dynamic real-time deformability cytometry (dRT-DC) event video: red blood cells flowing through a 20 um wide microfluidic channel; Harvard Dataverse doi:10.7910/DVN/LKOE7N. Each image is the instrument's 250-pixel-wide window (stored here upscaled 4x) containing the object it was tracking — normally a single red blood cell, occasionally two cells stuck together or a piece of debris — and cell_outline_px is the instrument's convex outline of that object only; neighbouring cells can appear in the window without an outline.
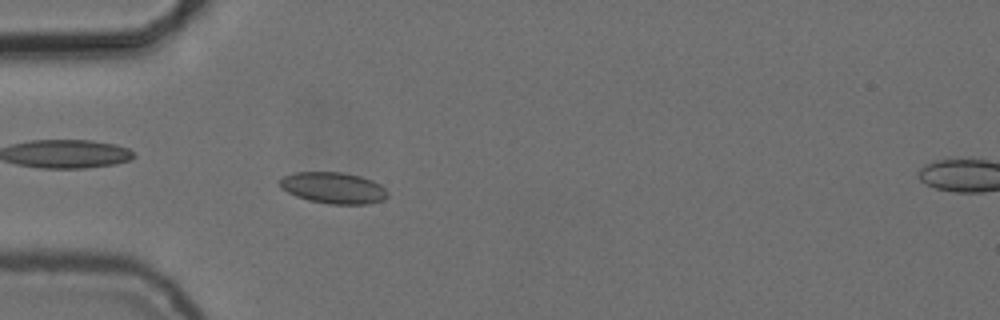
{"species": "common noctule bat (a hibernating species)", "species_latin": "Nyctalus noctula", "temperature_condition": "cold", "stored_images_in_passage": 54, "camera_frame_rate_fps": 3000, "um_per_image_px": 0.085, "animal": {"sex": "female", "body_mass_g": 24.6, "forearm_length_mm": 56.2}, "frame": {"image": 1, "passage_image": 16, "time_ms": 5.0, "image_size_px": [1000, 320], "cell_outline_px": [[388, 196], [384, 200], [368, 204], [332, 204], [308, 200], [296, 196], [280, 188], [280, 180], [284, 176], [296, 172], [340, 172], [360, 176], [372, 180], [380, 184], [388, 192]], "centroid_in_image_um": [28.36, 15.97], "position_along_channel_um": 56.6, "area_um2": 19.65}}
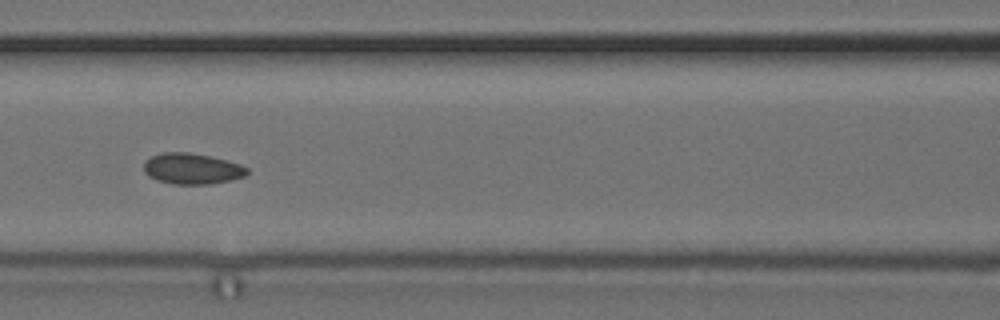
{"frame": {"image": 2, "passage_image": 24, "time_ms": 7.667, "image_size_px": [1000, 320], "cell_outline_px": [[248, 172], [244, 176], [232, 180], [212, 184], [172, 184], [156, 180], [148, 176], [144, 172], [144, 160], [152, 156], [164, 152], [188, 152], [228, 160], [240, 164], [248, 168]], "centroid_in_image_um": [16.31, 14.34], "position_along_channel_um": 150.3, "area_um2": 18.73}}
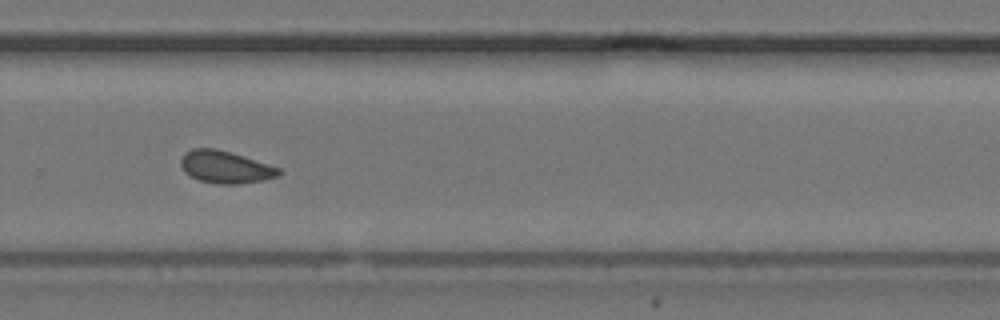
{"frame": {"image": 3, "passage_image": 37, "time_ms": 12.0, "image_size_px": [1000, 320], "cell_outline_px": [[280, 172], [276, 176], [264, 180], [240, 184], [216, 184], [200, 180], [184, 172], [180, 164], [180, 160], [184, 152], [192, 148], [216, 148], [232, 152], [280, 168]], "centroid_in_image_um": [19.12, 14.19], "position_along_channel_um": 310.7, "area_um2": 18.5}, "authors_computed_cell_mechanics": {"area_um2": 18.5538, "velocity_mm_per_s": 3.7155, "shape_relaxation_time_tau1_ms": 4.8737, "shape_relaxation_time_tau2_ms": 2.8043, "deformation_change_tau1": 0.0753, "deformation_change_tau2": 0.0635}}